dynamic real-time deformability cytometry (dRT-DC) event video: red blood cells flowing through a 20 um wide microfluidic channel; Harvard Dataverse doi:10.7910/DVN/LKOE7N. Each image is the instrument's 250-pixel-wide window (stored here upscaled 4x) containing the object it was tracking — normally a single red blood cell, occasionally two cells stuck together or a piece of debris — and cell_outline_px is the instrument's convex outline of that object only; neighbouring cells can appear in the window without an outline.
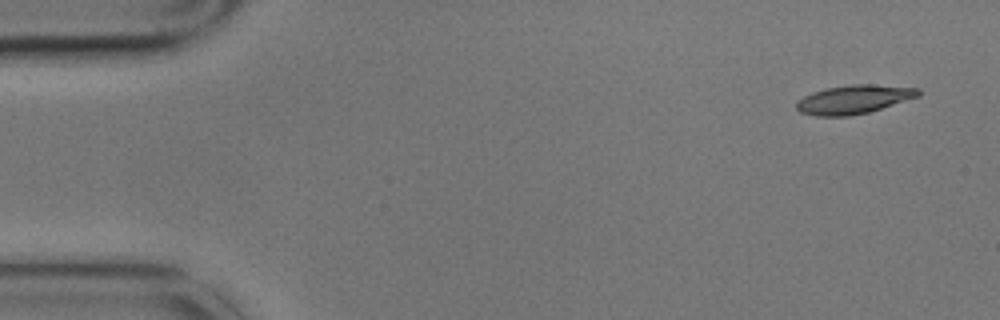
{"species": "common noctule bat (a hibernating species)", "species_latin": "Nyctalus noctula", "temperature_condition": "cold", "stored_images_in_passage": 4, "camera_frame_rate_fps": 3000, "um_per_image_px": 0.085, "animal": {"sex": "male", "body_mass_g": 17.9}, "frame": {"image": 1, "passage_image": 1, "time_ms": 0.0, "image_size_px": [1000, 320], "cell_outline_px": [[920, 96], [868, 112], [848, 116], [816, 116], [800, 112], [796, 108], [796, 100], [812, 92], [828, 88], [852, 84], [872, 84], [920, 88]], "centroid_in_image_um": [72.56, 8.44], "position_along_channel_um": 12.4, "area_um2": 20.35}}
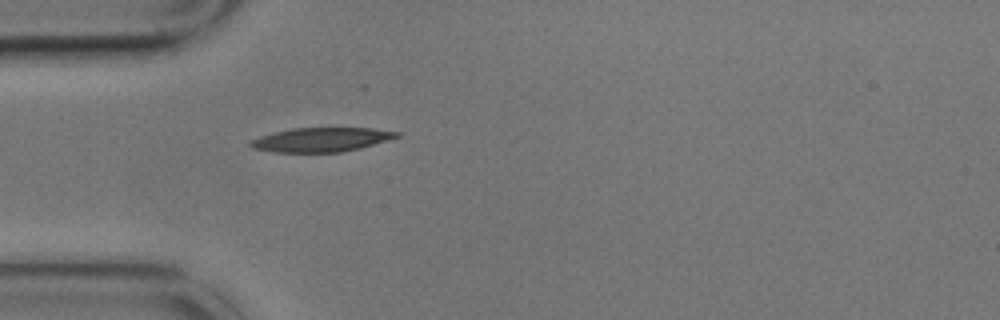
{"frame": {"image": 2, "passage_image": 4, "time_ms": 1.0, "image_size_px": [1000, 320], "cell_outline_px": [[400, 136], [388, 140], [360, 148], [340, 152], [272, 152], [252, 148], [248, 144], [248, 140], [260, 136], [292, 128], [372, 128], [400, 132]], "centroid_in_image_um": [27.28, 11.87], "position_along_channel_um": 57.7, "area_um2": 20.58}}